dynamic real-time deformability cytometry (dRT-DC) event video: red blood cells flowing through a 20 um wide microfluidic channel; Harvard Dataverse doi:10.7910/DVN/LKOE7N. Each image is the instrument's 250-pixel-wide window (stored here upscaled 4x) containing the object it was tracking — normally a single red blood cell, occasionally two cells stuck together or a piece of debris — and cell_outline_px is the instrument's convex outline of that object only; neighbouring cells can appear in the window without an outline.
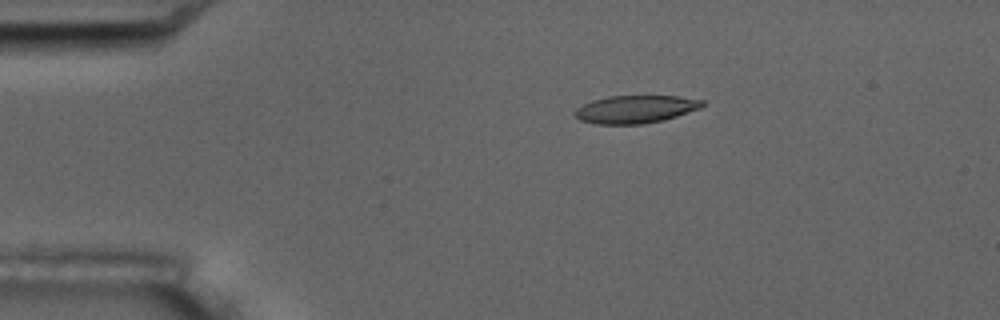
{"species": "common noctule bat (a hibernating species)", "species_latin": "Nyctalus noctula", "temperature_condition": "room temperature", "stored_images_in_passage": 9, "camera_frame_rate_fps": 3000, "um_per_image_px": 0.085, "animal": {"sex": "male", "body_mass_g": 17.5, "forearm_length_mm": 52.3}, "frame": {"image": 1, "passage_image": 3, "time_ms": 3.333, "image_size_px": [1000, 320], "cell_outline_px": [[704, 104], [700, 108], [664, 120], [640, 124], [596, 124], [580, 120], [572, 112], [576, 108], [592, 100], [608, 96], [676, 96], [704, 100]], "centroid_in_image_um": [53.99, 9.28], "position_along_channel_um": 31.0, "area_um2": 20.58}}
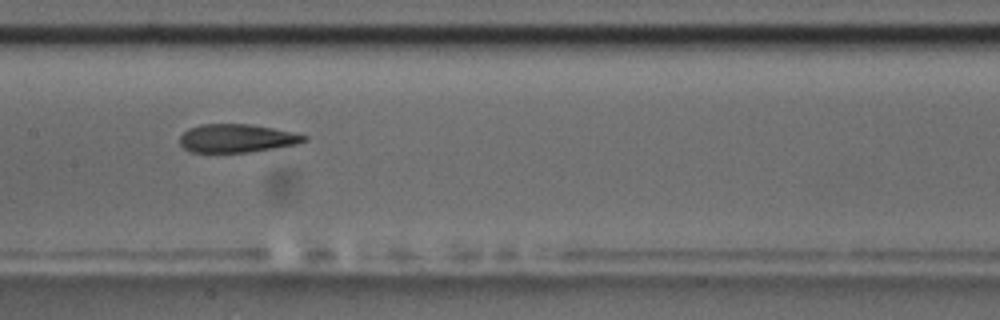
{"frame": {"image": 2, "passage_image": 8, "time_ms": 9.0, "image_size_px": [1000, 320], "cell_outline_px": [[308, 140], [296, 144], [248, 152], [192, 152], [184, 148], [180, 144], [180, 136], [188, 128], [200, 124], [248, 124], [272, 128], [292, 132], [308, 136]], "centroid_in_image_um": [20.1, 11.75], "position_along_channel_um": 187.3, "area_um2": 20.35}}